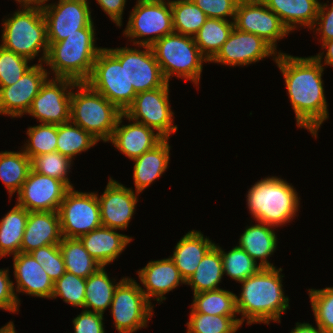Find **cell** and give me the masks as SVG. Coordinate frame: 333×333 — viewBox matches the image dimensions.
Listing matches in <instances>:
<instances>
[{"label":"cell","instance_id":"27","mask_svg":"<svg viewBox=\"0 0 333 333\" xmlns=\"http://www.w3.org/2000/svg\"><path fill=\"white\" fill-rule=\"evenodd\" d=\"M214 245L215 243L207 236L205 238L200 231L195 230L189 231L180 239L170 258L185 282L196 271L200 261Z\"/></svg>","mask_w":333,"mask_h":333},{"label":"cell","instance_id":"45","mask_svg":"<svg viewBox=\"0 0 333 333\" xmlns=\"http://www.w3.org/2000/svg\"><path fill=\"white\" fill-rule=\"evenodd\" d=\"M29 61L0 45V87L16 83L32 67L28 66Z\"/></svg>","mask_w":333,"mask_h":333},{"label":"cell","instance_id":"7","mask_svg":"<svg viewBox=\"0 0 333 333\" xmlns=\"http://www.w3.org/2000/svg\"><path fill=\"white\" fill-rule=\"evenodd\" d=\"M162 75L169 83L171 76L190 80L197 86L203 62H209L200 52L193 37L172 33L151 45Z\"/></svg>","mask_w":333,"mask_h":333},{"label":"cell","instance_id":"19","mask_svg":"<svg viewBox=\"0 0 333 333\" xmlns=\"http://www.w3.org/2000/svg\"><path fill=\"white\" fill-rule=\"evenodd\" d=\"M43 64L32 65L13 85L0 87V114L13 118L27 114L34 97L50 75Z\"/></svg>","mask_w":333,"mask_h":333},{"label":"cell","instance_id":"39","mask_svg":"<svg viewBox=\"0 0 333 333\" xmlns=\"http://www.w3.org/2000/svg\"><path fill=\"white\" fill-rule=\"evenodd\" d=\"M186 323L187 333H236L241 327L240 318L236 316L208 315L190 312Z\"/></svg>","mask_w":333,"mask_h":333},{"label":"cell","instance_id":"23","mask_svg":"<svg viewBox=\"0 0 333 333\" xmlns=\"http://www.w3.org/2000/svg\"><path fill=\"white\" fill-rule=\"evenodd\" d=\"M14 275L16 279V297L20 305L17 292L26 293L40 298H50L53 294L54 282L29 253L13 255Z\"/></svg>","mask_w":333,"mask_h":333},{"label":"cell","instance_id":"55","mask_svg":"<svg viewBox=\"0 0 333 333\" xmlns=\"http://www.w3.org/2000/svg\"><path fill=\"white\" fill-rule=\"evenodd\" d=\"M14 327V323L10 321L5 326L0 328V333H14Z\"/></svg>","mask_w":333,"mask_h":333},{"label":"cell","instance_id":"11","mask_svg":"<svg viewBox=\"0 0 333 333\" xmlns=\"http://www.w3.org/2000/svg\"><path fill=\"white\" fill-rule=\"evenodd\" d=\"M62 236L79 238L102 226L100 205L95 192H80L70 188L59 210Z\"/></svg>","mask_w":333,"mask_h":333},{"label":"cell","instance_id":"46","mask_svg":"<svg viewBox=\"0 0 333 333\" xmlns=\"http://www.w3.org/2000/svg\"><path fill=\"white\" fill-rule=\"evenodd\" d=\"M55 283L65 272V263L59 244L39 247L29 253Z\"/></svg>","mask_w":333,"mask_h":333},{"label":"cell","instance_id":"13","mask_svg":"<svg viewBox=\"0 0 333 333\" xmlns=\"http://www.w3.org/2000/svg\"><path fill=\"white\" fill-rule=\"evenodd\" d=\"M77 82L68 78L47 79L34 97L27 114L40 123L63 124L70 121L71 90Z\"/></svg>","mask_w":333,"mask_h":333},{"label":"cell","instance_id":"28","mask_svg":"<svg viewBox=\"0 0 333 333\" xmlns=\"http://www.w3.org/2000/svg\"><path fill=\"white\" fill-rule=\"evenodd\" d=\"M245 228V231L239 238L238 247L245 250L250 257L257 262L262 268H275L267 260L277 248V236L273 229L274 226L262 222Z\"/></svg>","mask_w":333,"mask_h":333},{"label":"cell","instance_id":"47","mask_svg":"<svg viewBox=\"0 0 333 333\" xmlns=\"http://www.w3.org/2000/svg\"><path fill=\"white\" fill-rule=\"evenodd\" d=\"M207 16L234 21L236 8L240 0H192Z\"/></svg>","mask_w":333,"mask_h":333},{"label":"cell","instance_id":"52","mask_svg":"<svg viewBox=\"0 0 333 333\" xmlns=\"http://www.w3.org/2000/svg\"><path fill=\"white\" fill-rule=\"evenodd\" d=\"M290 333H324L323 330L317 325V328L309 323H296Z\"/></svg>","mask_w":333,"mask_h":333},{"label":"cell","instance_id":"40","mask_svg":"<svg viewBox=\"0 0 333 333\" xmlns=\"http://www.w3.org/2000/svg\"><path fill=\"white\" fill-rule=\"evenodd\" d=\"M217 247L222 256L223 274L238 283L256 274L262 268L245 250L238 246L233 247L228 253L220 246Z\"/></svg>","mask_w":333,"mask_h":333},{"label":"cell","instance_id":"35","mask_svg":"<svg viewBox=\"0 0 333 333\" xmlns=\"http://www.w3.org/2000/svg\"><path fill=\"white\" fill-rule=\"evenodd\" d=\"M30 170L31 159L23 149L19 152H0V179L8 190L9 198L20 191Z\"/></svg>","mask_w":333,"mask_h":333},{"label":"cell","instance_id":"9","mask_svg":"<svg viewBox=\"0 0 333 333\" xmlns=\"http://www.w3.org/2000/svg\"><path fill=\"white\" fill-rule=\"evenodd\" d=\"M86 83L123 113L137 94L128 82L125 63H120L108 48H103L98 53Z\"/></svg>","mask_w":333,"mask_h":333},{"label":"cell","instance_id":"36","mask_svg":"<svg viewBox=\"0 0 333 333\" xmlns=\"http://www.w3.org/2000/svg\"><path fill=\"white\" fill-rule=\"evenodd\" d=\"M236 294L231 291L217 289L193 296L191 312H199L208 315L236 316Z\"/></svg>","mask_w":333,"mask_h":333},{"label":"cell","instance_id":"15","mask_svg":"<svg viewBox=\"0 0 333 333\" xmlns=\"http://www.w3.org/2000/svg\"><path fill=\"white\" fill-rule=\"evenodd\" d=\"M42 11L48 42H59L80 29L94 27L87 0H58L57 4H45Z\"/></svg>","mask_w":333,"mask_h":333},{"label":"cell","instance_id":"44","mask_svg":"<svg viewBox=\"0 0 333 333\" xmlns=\"http://www.w3.org/2000/svg\"><path fill=\"white\" fill-rule=\"evenodd\" d=\"M86 279L65 272L55 283L51 299L62 297L65 303L84 308Z\"/></svg>","mask_w":333,"mask_h":333},{"label":"cell","instance_id":"43","mask_svg":"<svg viewBox=\"0 0 333 333\" xmlns=\"http://www.w3.org/2000/svg\"><path fill=\"white\" fill-rule=\"evenodd\" d=\"M308 292L316 324L324 333H333V287Z\"/></svg>","mask_w":333,"mask_h":333},{"label":"cell","instance_id":"38","mask_svg":"<svg viewBox=\"0 0 333 333\" xmlns=\"http://www.w3.org/2000/svg\"><path fill=\"white\" fill-rule=\"evenodd\" d=\"M175 33L194 37L205 23L206 14L192 0H171Z\"/></svg>","mask_w":333,"mask_h":333},{"label":"cell","instance_id":"2","mask_svg":"<svg viewBox=\"0 0 333 333\" xmlns=\"http://www.w3.org/2000/svg\"><path fill=\"white\" fill-rule=\"evenodd\" d=\"M282 268H261L256 274L239 282L242 284L240 297L236 296L237 313L241 324L247 325L270 321L280 322L281 314L289 309V298L284 295Z\"/></svg>","mask_w":333,"mask_h":333},{"label":"cell","instance_id":"48","mask_svg":"<svg viewBox=\"0 0 333 333\" xmlns=\"http://www.w3.org/2000/svg\"><path fill=\"white\" fill-rule=\"evenodd\" d=\"M103 314L84 310L75 317L74 333H105Z\"/></svg>","mask_w":333,"mask_h":333},{"label":"cell","instance_id":"6","mask_svg":"<svg viewBox=\"0 0 333 333\" xmlns=\"http://www.w3.org/2000/svg\"><path fill=\"white\" fill-rule=\"evenodd\" d=\"M71 92L70 121L98 141L109 142L119 116L123 113L86 82L76 84Z\"/></svg>","mask_w":333,"mask_h":333},{"label":"cell","instance_id":"5","mask_svg":"<svg viewBox=\"0 0 333 333\" xmlns=\"http://www.w3.org/2000/svg\"><path fill=\"white\" fill-rule=\"evenodd\" d=\"M22 9V10H21ZM2 24L1 46L29 60L39 56V63L47 57L49 44L47 24L41 7H22Z\"/></svg>","mask_w":333,"mask_h":333},{"label":"cell","instance_id":"10","mask_svg":"<svg viewBox=\"0 0 333 333\" xmlns=\"http://www.w3.org/2000/svg\"><path fill=\"white\" fill-rule=\"evenodd\" d=\"M153 307L139 283L125 277L116 287L110 306L115 329L119 333H133L147 327Z\"/></svg>","mask_w":333,"mask_h":333},{"label":"cell","instance_id":"24","mask_svg":"<svg viewBox=\"0 0 333 333\" xmlns=\"http://www.w3.org/2000/svg\"><path fill=\"white\" fill-rule=\"evenodd\" d=\"M63 239L58 211L29 212L21 243V253L59 244Z\"/></svg>","mask_w":333,"mask_h":333},{"label":"cell","instance_id":"30","mask_svg":"<svg viewBox=\"0 0 333 333\" xmlns=\"http://www.w3.org/2000/svg\"><path fill=\"white\" fill-rule=\"evenodd\" d=\"M29 212L16 204L0 220V258L20 253Z\"/></svg>","mask_w":333,"mask_h":333},{"label":"cell","instance_id":"31","mask_svg":"<svg viewBox=\"0 0 333 333\" xmlns=\"http://www.w3.org/2000/svg\"><path fill=\"white\" fill-rule=\"evenodd\" d=\"M223 264L220 249L215 244L204 256L196 271L185 284L190 285L193 294L217 290L223 277Z\"/></svg>","mask_w":333,"mask_h":333},{"label":"cell","instance_id":"50","mask_svg":"<svg viewBox=\"0 0 333 333\" xmlns=\"http://www.w3.org/2000/svg\"><path fill=\"white\" fill-rule=\"evenodd\" d=\"M328 7L329 5L326 3H320L315 24L311 28V30L316 29V33L319 31L318 34L320 33L319 35H322V42L333 39V2L331 3L330 7Z\"/></svg>","mask_w":333,"mask_h":333},{"label":"cell","instance_id":"29","mask_svg":"<svg viewBox=\"0 0 333 333\" xmlns=\"http://www.w3.org/2000/svg\"><path fill=\"white\" fill-rule=\"evenodd\" d=\"M276 13L283 25L292 32L297 25L311 29L316 21L320 2L318 0H262Z\"/></svg>","mask_w":333,"mask_h":333},{"label":"cell","instance_id":"41","mask_svg":"<svg viewBox=\"0 0 333 333\" xmlns=\"http://www.w3.org/2000/svg\"><path fill=\"white\" fill-rule=\"evenodd\" d=\"M29 140L22 147L31 159L34 156L55 152L57 148V125L41 123L27 130Z\"/></svg>","mask_w":333,"mask_h":333},{"label":"cell","instance_id":"34","mask_svg":"<svg viewBox=\"0 0 333 333\" xmlns=\"http://www.w3.org/2000/svg\"><path fill=\"white\" fill-rule=\"evenodd\" d=\"M66 272L81 278H88L102 266L93 259L79 238H65L59 243Z\"/></svg>","mask_w":333,"mask_h":333},{"label":"cell","instance_id":"8","mask_svg":"<svg viewBox=\"0 0 333 333\" xmlns=\"http://www.w3.org/2000/svg\"><path fill=\"white\" fill-rule=\"evenodd\" d=\"M172 33H174V29L171 1L147 0L136 2L123 35L131 38L133 45L136 44L139 47L151 46L159 39Z\"/></svg>","mask_w":333,"mask_h":333},{"label":"cell","instance_id":"53","mask_svg":"<svg viewBox=\"0 0 333 333\" xmlns=\"http://www.w3.org/2000/svg\"><path fill=\"white\" fill-rule=\"evenodd\" d=\"M326 50V55L324 56V65H330L333 66V39L329 41L322 42V49Z\"/></svg>","mask_w":333,"mask_h":333},{"label":"cell","instance_id":"14","mask_svg":"<svg viewBox=\"0 0 333 333\" xmlns=\"http://www.w3.org/2000/svg\"><path fill=\"white\" fill-rule=\"evenodd\" d=\"M234 27L263 38L276 51L277 41L290 33L279 16L262 0H240L236 8Z\"/></svg>","mask_w":333,"mask_h":333},{"label":"cell","instance_id":"26","mask_svg":"<svg viewBox=\"0 0 333 333\" xmlns=\"http://www.w3.org/2000/svg\"><path fill=\"white\" fill-rule=\"evenodd\" d=\"M163 138L152 149L144 152L134 161L133 179L136 192L140 194L155 180H157L168 168L170 160V145L168 140Z\"/></svg>","mask_w":333,"mask_h":333},{"label":"cell","instance_id":"49","mask_svg":"<svg viewBox=\"0 0 333 333\" xmlns=\"http://www.w3.org/2000/svg\"><path fill=\"white\" fill-rule=\"evenodd\" d=\"M14 283L10 280L9 269H0V309L16 313L19 311Z\"/></svg>","mask_w":333,"mask_h":333},{"label":"cell","instance_id":"17","mask_svg":"<svg viewBox=\"0 0 333 333\" xmlns=\"http://www.w3.org/2000/svg\"><path fill=\"white\" fill-rule=\"evenodd\" d=\"M277 51L263 38L234 27L229 38L217 54L209 61L228 66H245L259 62L268 56L277 58Z\"/></svg>","mask_w":333,"mask_h":333},{"label":"cell","instance_id":"22","mask_svg":"<svg viewBox=\"0 0 333 333\" xmlns=\"http://www.w3.org/2000/svg\"><path fill=\"white\" fill-rule=\"evenodd\" d=\"M137 272L141 283L146 288L141 287V290L149 302L152 300L150 298L156 297L157 302L163 303V300L166 299L165 294L175 289L180 283H186L170 257L149 261Z\"/></svg>","mask_w":333,"mask_h":333},{"label":"cell","instance_id":"21","mask_svg":"<svg viewBox=\"0 0 333 333\" xmlns=\"http://www.w3.org/2000/svg\"><path fill=\"white\" fill-rule=\"evenodd\" d=\"M132 121L128 125H122V119ZM122 126V127H120ZM163 137L155 130L144 124L133 122L124 113H122L116 123V127L110 138V142L122 152L126 157L134 160L141 156L144 152L156 146Z\"/></svg>","mask_w":333,"mask_h":333},{"label":"cell","instance_id":"1","mask_svg":"<svg viewBox=\"0 0 333 333\" xmlns=\"http://www.w3.org/2000/svg\"><path fill=\"white\" fill-rule=\"evenodd\" d=\"M278 53L275 63L284 76L297 126L317 137L318 129L329 117L322 80L324 52L310 57Z\"/></svg>","mask_w":333,"mask_h":333},{"label":"cell","instance_id":"33","mask_svg":"<svg viewBox=\"0 0 333 333\" xmlns=\"http://www.w3.org/2000/svg\"><path fill=\"white\" fill-rule=\"evenodd\" d=\"M234 29V21L207 18L193 37L201 54L210 61L229 38Z\"/></svg>","mask_w":333,"mask_h":333},{"label":"cell","instance_id":"51","mask_svg":"<svg viewBox=\"0 0 333 333\" xmlns=\"http://www.w3.org/2000/svg\"><path fill=\"white\" fill-rule=\"evenodd\" d=\"M100 8L111 18L112 22L122 26V15L127 0H96Z\"/></svg>","mask_w":333,"mask_h":333},{"label":"cell","instance_id":"37","mask_svg":"<svg viewBox=\"0 0 333 333\" xmlns=\"http://www.w3.org/2000/svg\"><path fill=\"white\" fill-rule=\"evenodd\" d=\"M98 140L89 132H86L71 121L57 125V148L61 155L67 156L73 161L74 156L85 152Z\"/></svg>","mask_w":333,"mask_h":333},{"label":"cell","instance_id":"54","mask_svg":"<svg viewBox=\"0 0 333 333\" xmlns=\"http://www.w3.org/2000/svg\"><path fill=\"white\" fill-rule=\"evenodd\" d=\"M19 3L20 7H43L49 0H15Z\"/></svg>","mask_w":333,"mask_h":333},{"label":"cell","instance_id":"42","mask_svg":"<svg viewBox=\"0 0 333 333\" xmlns=\"http://www.w3.org/2000/svg\"><path fill=\"white\" fill-rule=\"evenodd\" d=\"M71 164L72 160L70 158L57 151L31 158V169L33 171L63 181L69 188H74L68 177Z\"/></svg>","mask_w":333,"mask_h":333},{"label":"cell","instance_id":"18","mask_svg":"<svg viewBox=\"0 0 333 333\" xmlns=\"http://www.w3.org/2000/svg\"><path fill=\"white\" fill-rule=\"evenodd\" d=\"M70 188L60 180L30 170L17 196V204L28 212L58 211Z\"/></svg>","mask_w":333,"mask_h":333},{"label":"cell","instance_id":"25","mask_svg":"<svg viewBox=\"0 0 333 333\" xmlns=\"http://www.w3.org/2000/svg\"><path fill=\"white\" fill-rule=\"evenodd\" d=\"M79 239L90 256L102 267L115 261L132 241V237L105 226H100Z\"/></svg>","mask_w":333,"mask_h":333},{"label":"cell","instance_id":"32","mask_svg":"<svg viewBox=\"0 0 333 333\" xmlns=\"http://www.w3.org/2000/svg\"><path fill=\"white\" fill-rule=\"evenodd\" d=\"M123 279L124 277L114 284V281L108 277L105 267H101L97 272L86 278L85 310L104 314L105 310L111 306L114 291Z\"/></svg>","mask_w":333,"mask_h":333},{"label":"cell","instance_id":"12","mask_svg":"<svg viewBox=\"0 0 333 333\" xmlns=\"http://www.w3.org/2000/svg\"><path fill=\"white\" fill-rule=\"evenodd\" d=\"M124 114L130 120L154 129L163 138H169L178 128L173 125L174 112L169 103L168 82L157 89L137 93Z\"/></svg>","mask_w":333,"mask_h":333},{"label":"cell","instance_id":"16","mask_svg":"<svg viewBox=\"0 0 333 333\" xmlns=\"http://www.w3.org/2000/svg\"><path fill=\"white\" fill-rule=\"evenodd\" d=\"M140 47L144 50L127 46L108 49L120 63H125L128 82L136 93L151 91L166 83L151 46Z\"/></svg>","mask_w":333,"mask_h":333},{"label":"cell","instance_id":"20","mask_svg":"<svg viewBox=\"0 0 333 333\" xmlns=\"http://www.w3.org/2000/svg\"><path fill=\"white\" fill-rule=\"evenodd\" d=\"M96 195L102 226L115 230L126 229L134 215L139 193L110 178L104 193L100 197L97 192Z\"/></svg>","mask_w":333,"mask_h":333},{"label":"cell","instance_id":"4","mask_svg":"<svg viewBox=\"0 0 333 333\" xmlns=\"http://www.w3.org/2000/svg\"><path fill=\"white\" fill-rule=\"evenodd\" d=\"M292 184L277 176L257 181L247 194V206L255 221L277 228L295 217L300 197Z\"/></svg>","mask_w":333,"mask_h":333},{"label":"cell","instance_id":"3","mask_svg":"<svg viewBox=\"0 0 333 333\" xmlns=\"http://www.w3.org/2000/svg\"><path fill=\"white\" fill-rule=\"evenodd\" d=\"M94 28L85 27L62 41L48 42L45 64L52 69L54 78H68L77 83L89 79L97 55L103 49L95 46Z\"/></svg>","mask_w":333,"mask_h":333}]
</instances>
